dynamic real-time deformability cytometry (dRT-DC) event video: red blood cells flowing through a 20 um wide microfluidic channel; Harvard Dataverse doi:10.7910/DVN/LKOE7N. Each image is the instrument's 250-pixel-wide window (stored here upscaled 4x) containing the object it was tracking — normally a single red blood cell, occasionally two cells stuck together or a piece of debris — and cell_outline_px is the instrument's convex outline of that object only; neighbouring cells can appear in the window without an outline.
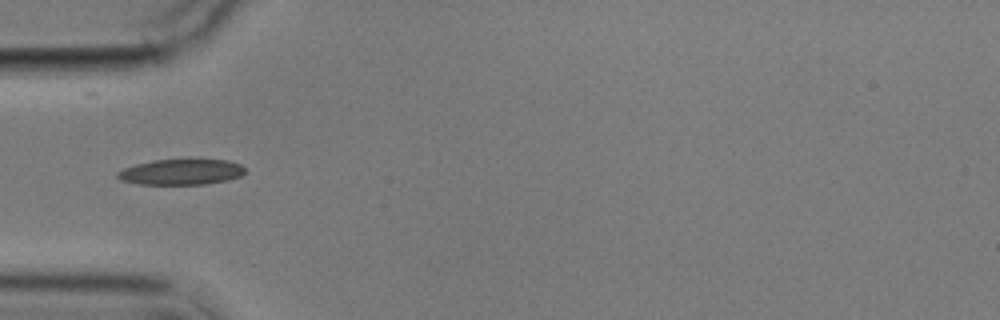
{"species": "common noctule bat (a hibernating species)", "species_latin": "Nyctalus noctula", "temperature_condition": "cold", "stored_images_in_passage": 10, "camera_frame_rate_fps": 3000, "um_per_image_px": 0.085, "animal": {"sex": "male", "body_mass_g": 17.9}, "frame": {"image": 1, "passage_image": 1, "time_ms": 0.0, "image_size_px": [1000, 320], "cell_outline_px": [[244, 172], [240, 176], [228, 180], [204, 184], [140, 184], [120, 180], [116, 176], [116, 172], [124, 168], [136, 164], [156, 160], [228, 160], [240, 164], [244, 168]], "centroid_in_image_um": [15.38, 14.62], "position_along_channel_um": 69.6, "area_um2": 18.84}}
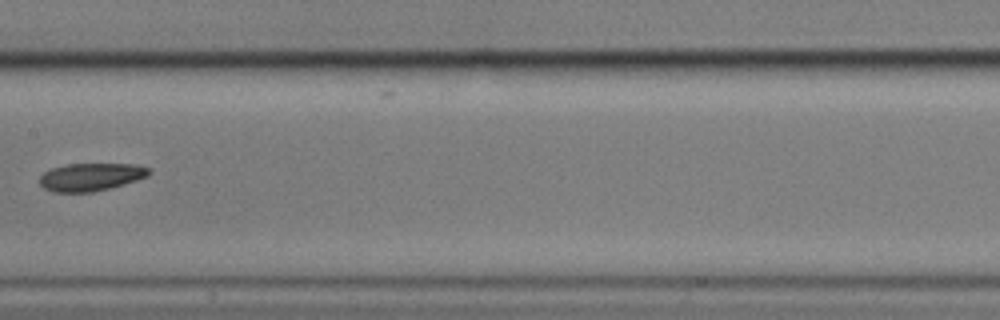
{"frame": {"image": 2, "passage_image": 4, "time_ms": 3.667, "image_size_px": [1000, 320], "cell_outline_px": [[152, 172], [148, 176], [124, 184], [92, 192], [52, 192], [44, 188], [40, 184], [40, 176], [44, 172], [52, 168], [68, 164], [136, 164], [148, 168]], "centroid_in_image_um": [7.72, 15.04], "position_along_channel_um": 199.7, "area_um2": 17.63}}
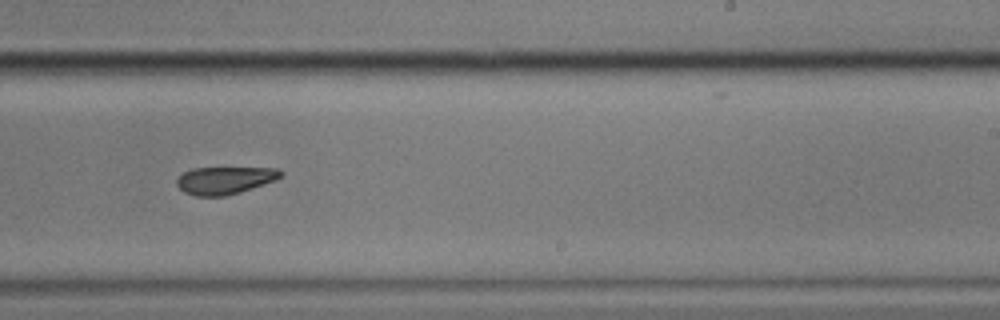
{"frame": {"image": 3, "passage_image": 6, "time_ms": 5.667, "image_size_px": [1000, 320], "cell_outline_px": [[284, 176], [276, 180], [240, 192], [224, 196], [196, 196], [184, 192], [176, 184], [176, 180], [184, 172], [192, 168], [276, 168], [284, 172]], "centroid_in_image_um": [19.13, 15.32], "position_along_channel_um": 269.9, "area_um2": 16.65}}